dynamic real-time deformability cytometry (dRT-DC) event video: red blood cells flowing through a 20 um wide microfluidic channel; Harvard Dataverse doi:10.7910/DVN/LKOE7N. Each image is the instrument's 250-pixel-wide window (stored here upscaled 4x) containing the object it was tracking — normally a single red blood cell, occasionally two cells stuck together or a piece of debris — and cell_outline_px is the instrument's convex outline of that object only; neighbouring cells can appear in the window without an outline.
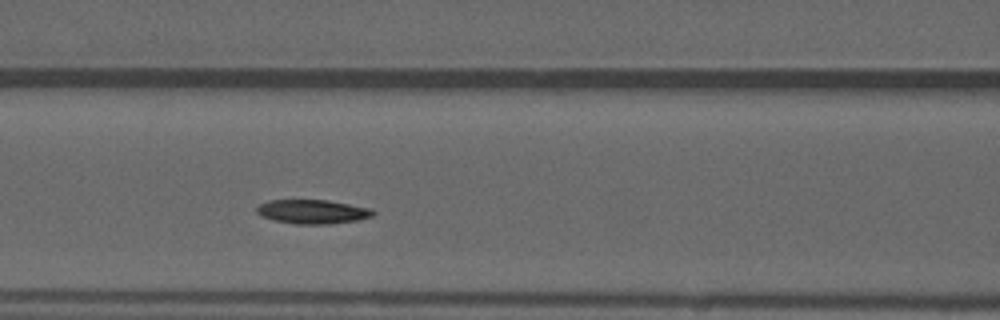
{"species": "common noctule bat (a hibernating species)", "species_latin": "Nyctalus noctula", "temperature_condition": "warm", "stored_images_in_passage": 45, "camera_frame_rate_fps": 3000, "um_per_image_px": 0.085, "animal": {"sex": "male", "forearm_length_mm": 52.5}, "frame": {"image": 1, "passage_image": 14, "time_ms": 4.333, "image_size_px": [1000, 320], "cell_outline_px": [[376, 212], [372, 216], [356, 220], [328, 224], [296, 224], [276, 220], [260, 216], [256, 212], [256, 208], [260, 204], [268, 200], [328, 200], [372, 208]], "centroid_in_image_um": [26.57, 17.98], "position_along_channel_um": 140.0, "area_um2": 16.3}, "authors_computed_cell_mechanics": {"area_um2": 16.5308, "velocity_mm_per_s": 3.8706, "shape_relaxation_time_tau1_ms": 5.193, "shape_relaxation_time_tau2_ms": 10.1423, "deformation_change_tau1": 0.1669, "deformation_change_tau2": 0.1299}}